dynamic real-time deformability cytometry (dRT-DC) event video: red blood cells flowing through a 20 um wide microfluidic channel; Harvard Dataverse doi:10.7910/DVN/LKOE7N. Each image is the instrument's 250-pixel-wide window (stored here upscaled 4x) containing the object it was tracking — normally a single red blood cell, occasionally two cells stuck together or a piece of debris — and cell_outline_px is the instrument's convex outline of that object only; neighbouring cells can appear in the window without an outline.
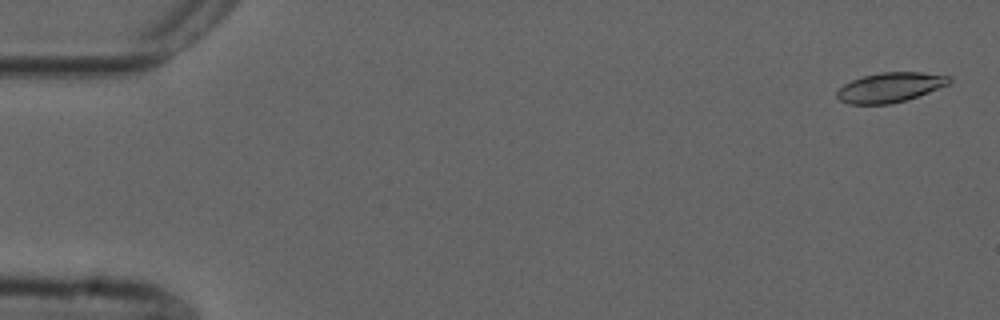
{"species": "common noctule bat (a hibernating species)", "species_latin": "Nyctalus noctula", "temperature_condition": "cold", "stored_images_in_passage": 55, "camera_frame_rate_fps": 3000, "um_per_image_px": 0.085, "animal": {"sex": "male", "forearm_length_mm": 52.5}, "frame": {"image": 1, "passage_image": 2, "time_ms": 0.333, "image_size_px": [1000, 320], "cell_outline_px": [[952, 80], [948, 84], [928, 92], [904, 100], [888, 104], [848, 104], [840, 100], [836, 96], [836, 92], [844, 84], [852, 80], [864, 76], [880, 72], [920, 72], [948, 76]], "centroid_in_image_um": [75.62, 7.42], "position_along_channel_um": 9.4, "area_um2": 19.13}}
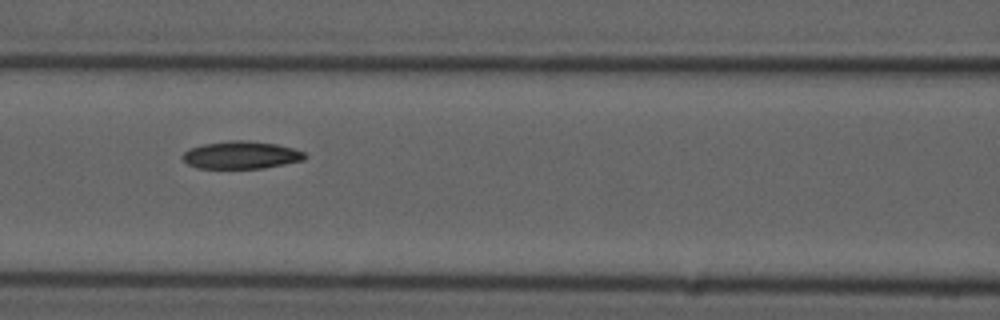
{"frame": {"image": 2, "passage_image": 24, "time_ms": 7.667, "image_size_px": [1000, 320], "cell_outline_px": [[308, 156], [304, 160], [264, 168], [196, 168], [188, 164], [180, 156], [188, 148], [204, 144], [232, 140], [248, 140], [276, 144], [292, 148], [304, 152]], "centroid_in_image_um": [20.48, 13.17], "position_along_channel_um": 146.1, "area_um2": 19.71}}
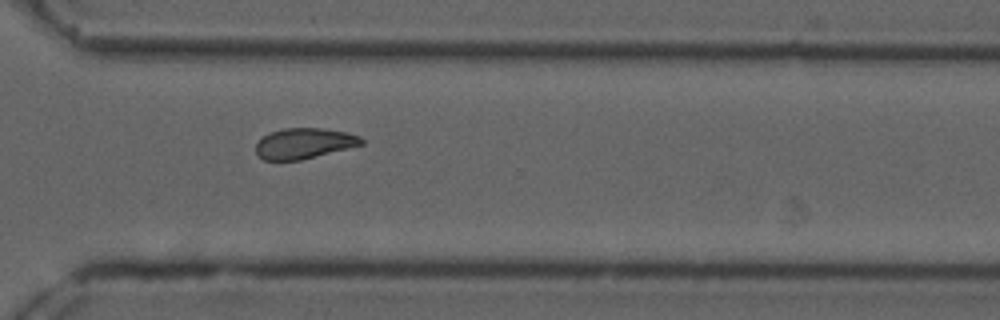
{"frame": {"image": 3, "passage_image": 40, "time_ms": 13.0, "image_size_px": [1000, 320], "cell_outline_px": [[364, 144], [300, 160], [264, 160], [256, 152], [256, 144], [264, 136], [272, 132], [284, 128], [324, 128], [344, 132], [360, 136], [364, 140]], "centroid_in_image_um": [25.86, 12.18], "position_along_channel_um": 344.7, "area_um2": 18.55}, "authors_computed_cell_mechanics": {"area_um2": 19.7676, "velocity_mm_per_s": 3.7322, "shape_relaxation_time_tau1_ms": 6.2369, "shape_relaxation_time_tau2_ms": 9.0469, "deformation_change_tau1": 0.1556, "deformation_change_tau2": 0.1534}}